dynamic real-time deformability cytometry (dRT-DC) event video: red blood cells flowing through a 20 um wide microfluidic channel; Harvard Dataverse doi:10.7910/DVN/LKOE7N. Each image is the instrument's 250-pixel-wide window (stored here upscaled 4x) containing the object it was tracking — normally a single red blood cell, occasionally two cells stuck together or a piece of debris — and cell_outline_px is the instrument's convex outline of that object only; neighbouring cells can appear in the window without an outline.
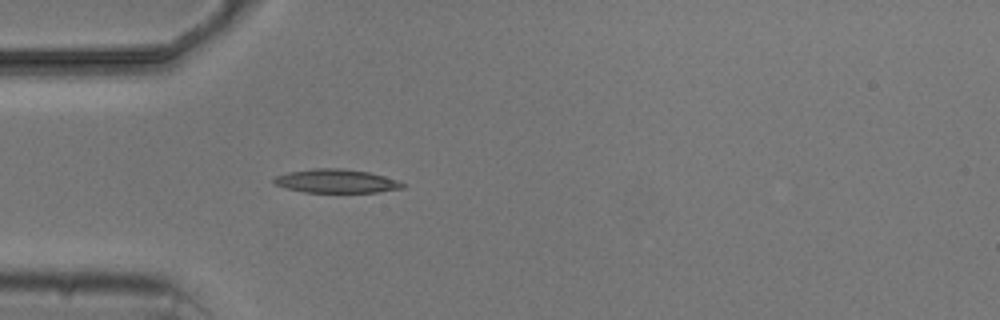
{"species": "common noctule bat (a hibernating species)", "species_latin": "Nyctalus noctula", "temperature_condition": "cold", "stored_images_in_passage": 2, "camera_frame_rate_fps": 3000, "um_per_image_px": 0.085, "animal": {"sex": "male", "body_mass_g": 20.5, "forearm_length_mm": 52.5}, "frame": {"image": 1, "passage_image": 2, "time_ms": 2.0, "image_size_px": [1000, 320], "cell_outline_px": [[408, 184], [404, 188], [376, 192], [304, 192], [288, 188], [276, 184], [272, 180], [276, 176], [288, 172], [312, 168], [344, 168], [368, 172], [384, 176]], "centroid_in_image_um": [28.61, 15.38], "position_along_channel_um": 56.4, "area_um2": 17.69}}